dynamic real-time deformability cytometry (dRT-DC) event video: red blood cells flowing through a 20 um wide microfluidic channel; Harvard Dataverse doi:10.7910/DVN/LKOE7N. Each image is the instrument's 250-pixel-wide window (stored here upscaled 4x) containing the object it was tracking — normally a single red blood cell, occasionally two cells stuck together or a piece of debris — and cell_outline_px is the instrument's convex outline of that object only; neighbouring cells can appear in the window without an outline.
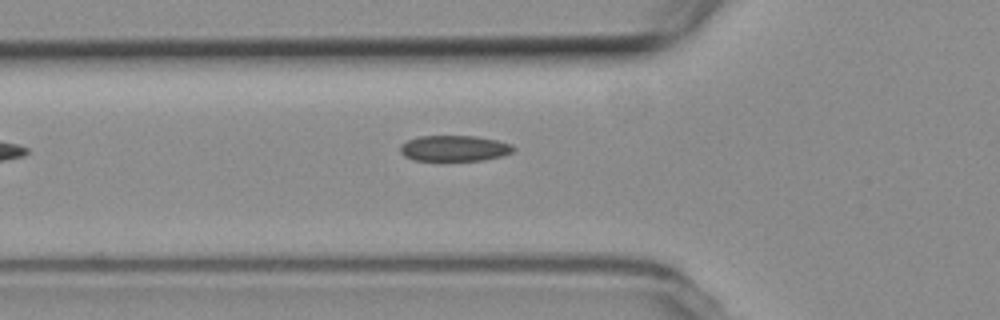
{"species": "common noctule bat (a hibernating species)", "species_latin": "Nyctalus noctula", "temperature_condition": "room temperature", "stored_images_in_passage": 6, "camera_frame_rate_fps": 3000, "um_per_image_px": 0.085, "animal": {"sex": "female", "body_mass_g": 19.3, "forearm_length_mm": 54.1}, "frame": {"image": 1, "passage_image": 6, "time_ms": 6.0, "image_size_px": [1000, 320], "cell_outline_px": [[516, 148], [512, 152], [500, 156], [480, 160], [416, 160], [404, 156], [400, 152], [400, 144], [408, 140], [420, 136], [476, 136], [496, 140], [512, 144]], "centroid_in_image_um": [38.61, 12.6], "position_along_channel_um": 87.2, "area_um2": 16.88}}